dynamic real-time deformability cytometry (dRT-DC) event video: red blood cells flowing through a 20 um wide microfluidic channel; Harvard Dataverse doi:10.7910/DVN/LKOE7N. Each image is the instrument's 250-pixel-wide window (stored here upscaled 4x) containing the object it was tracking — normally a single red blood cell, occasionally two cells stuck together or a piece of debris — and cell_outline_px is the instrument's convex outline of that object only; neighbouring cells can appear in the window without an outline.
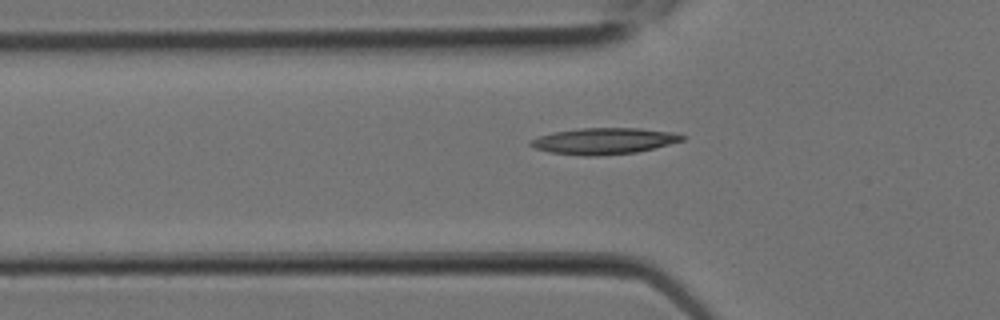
{"species": "Egyptian fruit bat (a non-hibernating species)", "species_latin": "Rousettus aegyptiacus", "temperature_condition": "room temperature", "stored_images_in_passage": 2, "camera_frame_rate_fps": 3000, "um_per_image_px": 0.085, "animal": {"sex": "female"}, "frame": {"image": 1, "passage_image": 2, "time_ms": 0.333, "image_size_px": [1000, 320], "cell_outline_px": [[684, 140], [636, 152], [596, 156], [580, 156], [548, 152], [536, 148], [528, 144], [532, 140], [540, 136], [552, 132], [580, 128], [640, 128], [672, 132], [684, 136]], "centroid_in_image_um": [51.3, 11.99], "position_along_channel_um": 74.5, "area_um2": 23.06}}